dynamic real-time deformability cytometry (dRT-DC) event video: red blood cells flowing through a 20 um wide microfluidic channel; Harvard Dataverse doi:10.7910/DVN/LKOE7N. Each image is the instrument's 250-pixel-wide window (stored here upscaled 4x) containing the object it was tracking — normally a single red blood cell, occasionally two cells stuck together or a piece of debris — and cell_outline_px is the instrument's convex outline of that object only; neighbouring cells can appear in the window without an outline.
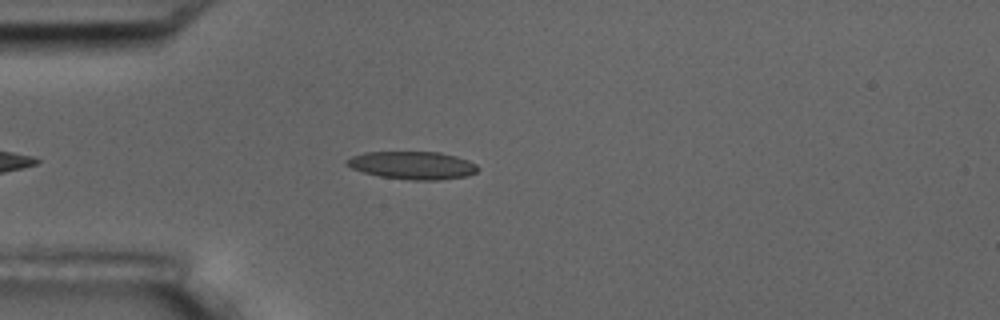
{"species": "common noctule bat (a hibernating species)", "species_latin": "Nyctalus noctula", "temperature_condition": "room temperature", "stored_images_in_passage": 1, "camera_frame_rate_fps": 3000, "um_per_image_px": 0.085, "animal": {"sex": "male", "body_mass_g": 17.5, "forearm_length_mm": 52.3}, "frame": {"image": 1, "passage_image": 1, "time_ms": 0.0, "image_size_px": [1000, 320], "cell_outline_px": [[480, 168], [476, 172], [468, 176], [440, 180], [412, 180], [380, 176], [364, 172], [352, 168], [344, 164], [344, 160], [352, 156], [364, 152], [440, 152], [456, 156], [468, 160], [476, 164]], "centroid_in_image_um": [35.07, 14.05], "position_along_channel_um": 49.9, "area_um2": 21.39}}